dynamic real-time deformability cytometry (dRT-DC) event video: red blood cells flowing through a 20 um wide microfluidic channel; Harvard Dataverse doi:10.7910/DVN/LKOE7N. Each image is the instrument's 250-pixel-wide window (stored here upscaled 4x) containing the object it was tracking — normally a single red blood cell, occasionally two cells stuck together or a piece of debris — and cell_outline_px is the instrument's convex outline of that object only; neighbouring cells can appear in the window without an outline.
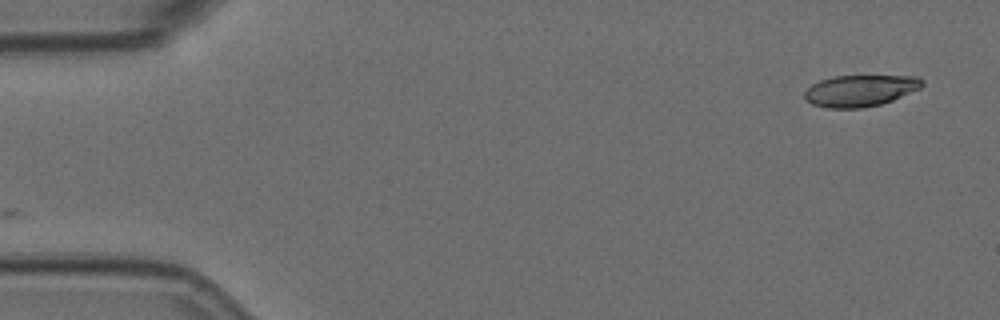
{"species": "Egyptian fruit bat (a non-hibernating species)", "species_latin": "Rousettus aegyptiacus", "temperature_condition": "room temperature", "stored_images_in_passage": 3, "camera_frame_rate_fps": 3000, "um_per_image_px": 0.085, "animal": {"sex": "female"}, "frame": {"image": 1, "passage_image": 1, "time_ms": 0.0, "image_size_px": [1000, 320], "cell_outline_px": [[924, 84], [920, 88], [892, 100], [880, 104], [860, 108], [828, 108], [812, 104], [804, 100], [804, 92], [812, 84], [820, 80], [832, 76], [916, 76], [924, 80]], "centroid_in_image_um": [73.09, 7.7], "position_along_channel_um": 11.9, "area_um2": 21.56}}